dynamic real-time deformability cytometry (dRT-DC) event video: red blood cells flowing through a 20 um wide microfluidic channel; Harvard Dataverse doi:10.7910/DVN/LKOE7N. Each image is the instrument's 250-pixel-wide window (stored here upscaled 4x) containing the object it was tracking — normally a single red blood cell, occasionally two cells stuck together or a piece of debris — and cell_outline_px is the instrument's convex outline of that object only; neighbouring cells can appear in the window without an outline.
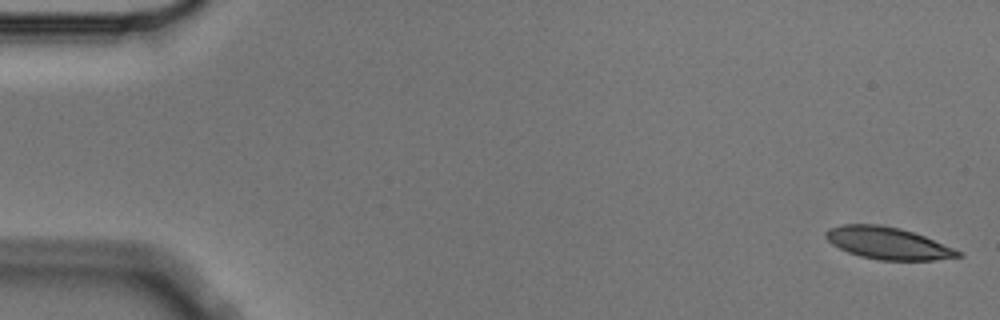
{"species": "Egyptian fruit bat (a non-hibernating species)", "species_latin": "Rousettus aegyptiacus", "temperature_condition": "cold", "stored_images_in_passage": 5, "camera_frame_rate_fps": 3000, "um_per_image_px": 0.085, "animal": {"sex": "male"}, "frame": {"image": 1, "passage_image": 1, "time_ms": 0.0, "image_size_px": [1000, 320], "cell_outline_px": [[964, 256], [936, 260], [880, 260], [860, 256], [848, 252], [832, 244], [824, 236], [824, 232], [828, 228], [840, 224], [880, 224], [900, 228], [924, 236], [964, 252]], "centroid_in_image_um": [75.47, 20.66], "position_along_channel_um": 9.5, "area_um2": 24.85}}
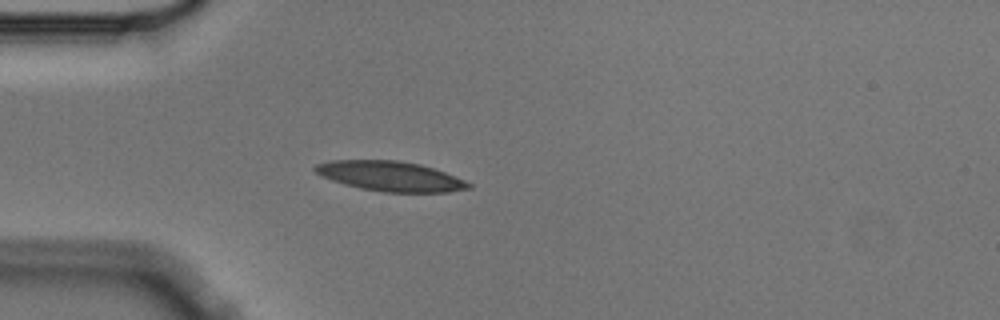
{"frame": {"image": 2, "passage_image": 5, "time_ms": 1.333, "image_size_px": [1000, 320], "cell_outline_px": [[472, 188], [448, 192], [384, 192], [360, 188], [344, 184], [320, 176], [312, 168], [316, 164], [332, 160], [396, 160], [420, 164], [444, 172], [464, 180], [472, 184]], "centroid_in_image_um": [33.16, 14.98], "position_along_channel_um": 51.8, "area_um2": 26.65}}